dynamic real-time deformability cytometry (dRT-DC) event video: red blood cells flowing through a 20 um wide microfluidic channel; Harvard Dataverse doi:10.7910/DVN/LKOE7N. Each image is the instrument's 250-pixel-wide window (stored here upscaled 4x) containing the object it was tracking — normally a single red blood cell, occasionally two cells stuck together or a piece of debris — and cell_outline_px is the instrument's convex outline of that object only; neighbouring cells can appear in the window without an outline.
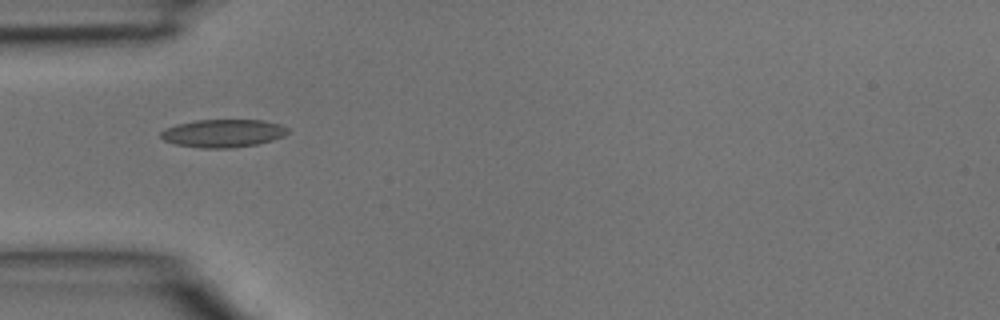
{"species": "common noctule bat (a hibernating species)", "species_latin": "Nyctalus noctula", "temperature_condition": "room temperature", "stored_images_in_passage": 1, "camera_frame_rate_fps": 3000, "um_per_image_px": 0.085, "animal": {"sex": "male", "body_mass_g": 15.6}, "frame": {"image": 1, "passage_image": 1, "time_ms": 0.0, "image_size_px": [1000, 320], "cell_outline_px": [[288, 132], [284, 136], [260, 144], [232, 148], [200, 148], [176, 144], [164, 140], [160, 136], [160, 132], [164, 128], [176, 124], [196, 120], [264, 120], [280, 124], [288, 128]], "centroid_in_image_um": [18.96, 11.33], "position_along_channel_um": 66.0, "area_um2": 20.87}}